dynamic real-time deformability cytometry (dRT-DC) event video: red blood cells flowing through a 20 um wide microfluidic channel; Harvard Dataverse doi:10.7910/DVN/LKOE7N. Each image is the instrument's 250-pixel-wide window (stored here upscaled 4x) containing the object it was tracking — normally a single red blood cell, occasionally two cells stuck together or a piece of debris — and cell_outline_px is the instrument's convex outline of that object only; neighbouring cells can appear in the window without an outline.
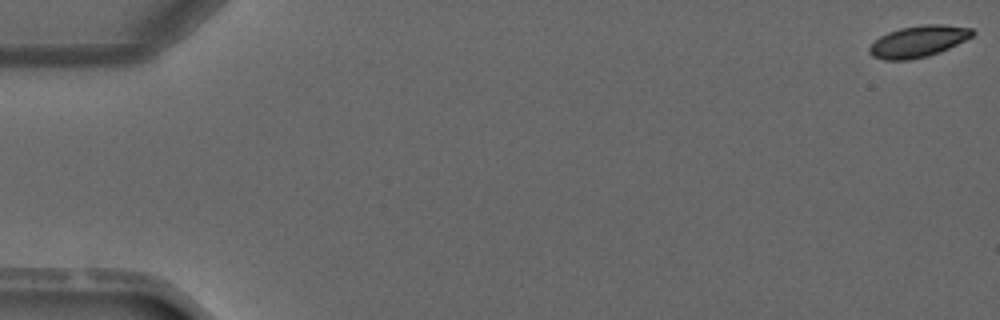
{"species": "common noctule bat (a hibernating species)", "species_latin": "Nyctalus noctula", "temperature_condition": "warm", "stored_images_in_passage": 4, "camera_frame_rate_fps": 3000, "um_per_image_px": 0.085, "animal": {"sex": "male", "forearm_length_mm": 52.5}, "frame": {"image": 1, "passage_image": 1, "time_ms": 0.0, "image_size_px": [1000, 320], "cell_outline_px": [[976, 32], [972, 36], [940, 52], [928, 56], [908, 60], [884, 60], [872, 56], [868, 52], [868, 48], [880, 36], [888, 32], [900, 28], [924, 24], [944, 24], [972, 28]], "centroid_in_image_um": [78.05, 3.51], "position_along_channel_um": 7.0, "area_um2": 18.9}}
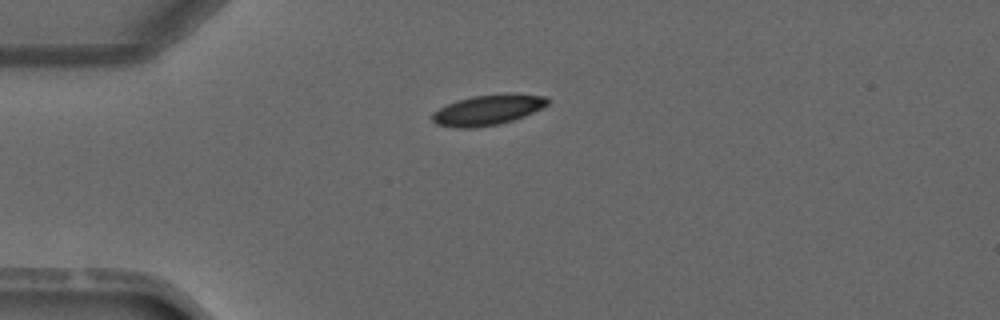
{"frame": {"image": 2, "passage_image": 4, "time_ms": 3.667, "image_size_px": [1000, 320], "cell_outline_px": [[552, 100], [548, 104], [524, 116], [500, 124], [472, 128], [456, 128], [436, 124], [432, 120], [432, 112], [456, 100], [472, 96], [504, 92], [512, 92], [548, 96]], "centroid_in_image_um": [41.5, 9.31], "position_along_channel_um": 43.5, "area_um2": 20.81}}